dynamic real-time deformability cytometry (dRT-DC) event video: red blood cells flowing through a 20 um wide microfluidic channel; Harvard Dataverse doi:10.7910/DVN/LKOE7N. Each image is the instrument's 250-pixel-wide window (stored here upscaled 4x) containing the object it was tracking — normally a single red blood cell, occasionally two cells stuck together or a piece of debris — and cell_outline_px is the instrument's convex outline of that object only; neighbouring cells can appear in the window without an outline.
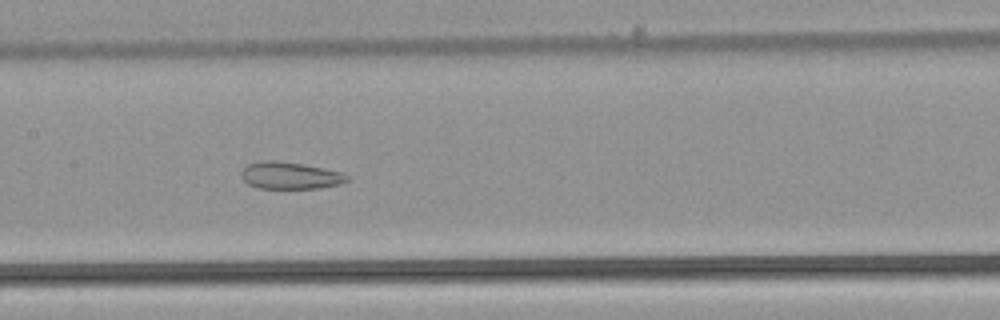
{"species": "common noctule bat (a hibernating species)", "species_latin": "Nyctalus noctula", "temperature_condition": "warm", "stored_images_in_passage": 53, "camera_frame_rate_fps": 3000, "um_per_image_px": 0.085, "animal": {"sex": "male", "body_mass_g": 21.5, "forearm_length_mm": 52.0}, "frame": {"image": 1, "passage_image": 27, "time_ms": 8.667, "image_size_px": [1000, 320], "cell_outline_px": [[352, 180], [340, 184], [320, 188], [256, 188], [248, 184], [240, 176], [240, 172], [248, 164], [264, 160], [268, 160], [304, 164], [340, 172], [348, 176]], "centroid_in_image_um": [24.66, 14.93], "position_along_channel_um": 182.7, "area_um2": 16.65}}
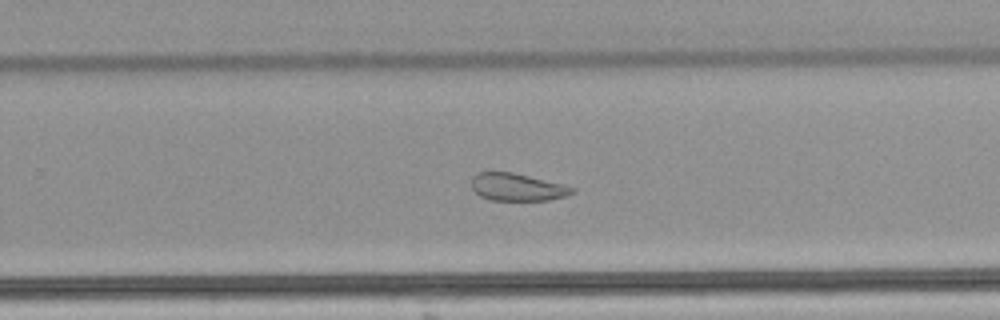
{"frame": {"image": 2, "passage_image": 35, "time_ms": 11.333, "image_size_px": [1000, 320], "cell_outline_px": [[576, 192], [568, 196], [548, 200], [488, 200], [480, 196], [472, 188], [472, 176], [480, 172], [512, 172], [564, 184], [576, 188]], "centroid_in_image_um": [44.01, 15.91], "position_along_channel_um": 285.8, "area_um2": 16.24}}
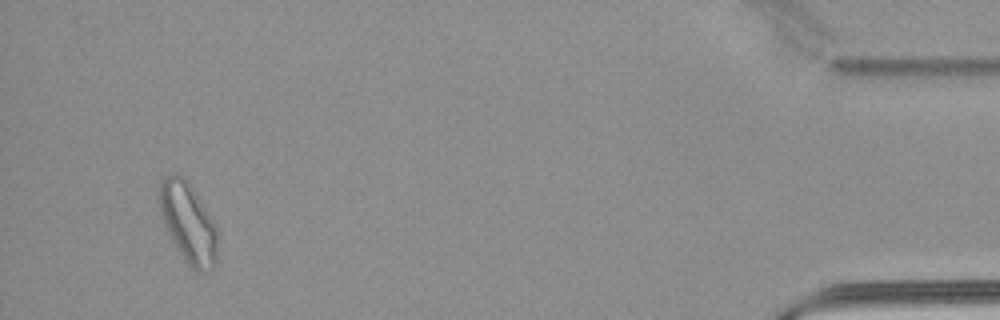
{"frame": {"image": 3, "passage_image": 51, "time_ms": 16.667, "image_size_px": [1000, 320], "cell_outline_px": [[216, 264], [212, 268], [204, 272], [196, 272], [188, 264], [172, 240], [164, 224], [160, 212], [156, 196], [160, 180], [164, 176], [184, 176], [188, 180], [216, 224]], "centroid_in_image_um": [15.97, 18.9], "position_along_channel_um": 419.2, "area_um2": 27.22}, "authors_computed_cell_mechanics": {"area_um2": 23.0044, "velocity_mm_per_s": 3.8826, "shape_relaxation_time_tau1_ms": null, "shape_relaxation_time_tau2_ms": 2.2033, "deformation_change_tau1": null, "deformation_change_tau2": 0.1057}}